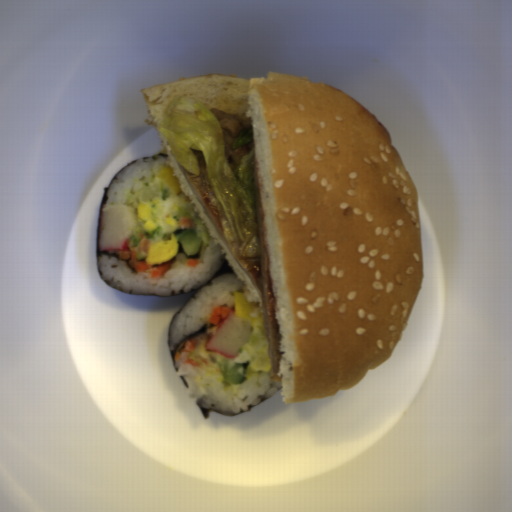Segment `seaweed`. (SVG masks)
Wrapping results in <instances>:
<instances>
[{
    "instance_id": "1",
    "label": "seaweed",
    "mask_w": 512,
    "mask_h": 512,
    "mask_svg": "<svg viewBox=\"0 0 512 512\" xmlns=\"http://www.w3.org/2000/svg\"><path fill=\"white\" fill-rule=\"evenodd\" d=\"M139 159V158H138ZM138 159H134L132 160L131 162H129L128 164H126L124 167H122L121 169H119L117 171V173L114 175V177L111 179V181L108 183L107 186L104 187V192H103V195H102V199H101V202H100V207H99V214H98V224H97V238H96V258H97V272L99 274V277L100 279L109 287H112L114 288L113 286H111L110 284H108L102 277H101V274H100V269H99V262H100V257L105 255L107 257H112V258H115V259H119L117 253L118 252H106V251H100L99 250V244H100V233H101V219H102V210L107 202V198H108V193H109V189H110V185L111 183L117 178V176L130 164L132 163H135L138 161ZM224 275H235V273L233 272L232 268L228 266V263H227V260L224 258L223 262H222V265L220 267V269L209 279V281L202 285L201 287L199 288H192L191 290H189L188 292H183V293H179V294H172V295H169V296H159V295H154V294H133V293H127L129 295H132V296H153V297H173V296H179V295H183V294H187V293H192V296L185 302V304L172 316L171 318V321H170V324H169V329H168V336H167V342H168V348H169V352H170V356H171V359H172V363H173V366L175 364V362L177 361L176 358H175V355L177 352H179L183 347L184 345L186 344V342L188 340H196L198 339L199 337H201L202 335H204L205 333H207L208 331V326H203V327H200L196 332H193L191 334H188V335H185L180 341L179 343L176 345V347L174 349H171V339H170V333H171V328H172V325L174 323V321L176 320V318L178 317L179 313L197 296V294L206 286H212L213 282L219 278V277H222ZM236 276V275H235ZM116 289V288H114ZM118 290V289H116ZM121 291V290H119ZM123 292V291H121ZM126 293V292H124Z\"/></svg>"
},
{
    "instance_id": "2",
    "label": "seaweed",
    "mask_w": 512,
    "mask_h": 512,
    "mask_svg": "<svg viewBox=\"0 0 512 512\" xmlns=\"http://www.w3.org/2000/svg\"><path fill=\"white\" fill-rule=\"evenodd\" d=\"M269 398H270V397H269ZM269 398H267V399H269ZM267 399H265V400H263V401L259 402L258 404L254 405V406H249V408H248L246 411H244V412H242V413H239V414H237V415H223V414L219 413V412H218V411H216V410L204 409V408H202V407H201L197 402H196V403H197V405H198V407H199V410H200V412H201V414H202L203 418L207 419V418H210V414H211V412H215V413H216V414H218V415H223V416H227V417L240 416V415H242V414H244V413H246V412H250V411H251V410H253L257 405L261 404L262 402L266 401Z\"/></svg>"
},
{
    "instance_id": "3",
    "label": "seaweed",
    "mask_w": 512,
    "mask_h": 512,
    "mask_svg": "<svg viewBox=\"0 0 512 512\" xmlns=\"http://www.w3.org/2000/svg\"><path fill=\"white\" fill-rule=\"evenodd\" d=\"M153 155H161V156H163V157H164V158H166V159H167V157H168V156H167V154H166V153H163V152H162V153H158V154H153ZM153 155H149V156L142 157V158H150V157H151V156H153Z\"/></svg>"
},
{
    "instance_id": "4",
    "label": "seaweed",
    "mask_w": 512,
    "mask_h": 512,
    "mask_svg": "<svg viewBox=\"0 0 512 512\" xmlns=\"http://www.w3.org/2000/svg\"><path fill=\"white\" fill-rule=\"evenodd\" d=\"M179 376H180L181 380L183 381V383H184L185 387L188 389L189 385H188V383H187L186 378H185L184 376H182V375H179Z\"/></svg>"
}]
</instances>
